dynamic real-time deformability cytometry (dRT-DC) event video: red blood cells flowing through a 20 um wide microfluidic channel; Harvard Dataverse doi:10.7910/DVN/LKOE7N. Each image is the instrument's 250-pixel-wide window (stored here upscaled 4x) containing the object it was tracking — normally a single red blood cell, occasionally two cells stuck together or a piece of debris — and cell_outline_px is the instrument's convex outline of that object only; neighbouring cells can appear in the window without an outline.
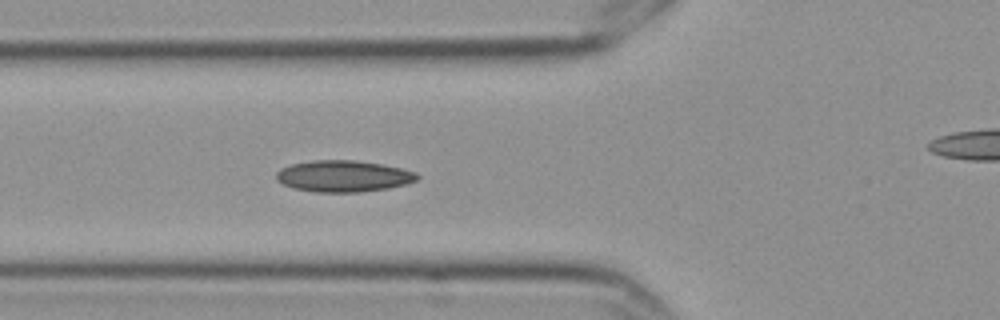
{"species": "Egyptian fruit bat (a non-hibernating species)", "species_latin": "Rousettus aegyptiacus", "temperature_condition": "cold", "stored_images_in_passage": 7, "segment_of_instrument_passage": [1, 2], "camera_frame_rate_fps": 3000, "um_per_image_px": 0.085, "frame": {"image": 1, "passage_image": 6, "time_ms": 1.667, "image_size_px": [1000, 320], "cell_outline_px": [[420, 176], [416, 180], [408, 184], [388, 188], [360, 192], [316, 192], [292, 188], [276, 180], [276, 172], [280, 168], [292, 164], [312, 160], [352, 160], [380, 164], [400, 168], [416, 172]], "centroid_in_image_um": [29.18, 14.97], "position_along_channel_um": 96.6, "area_um2": 25.84}}